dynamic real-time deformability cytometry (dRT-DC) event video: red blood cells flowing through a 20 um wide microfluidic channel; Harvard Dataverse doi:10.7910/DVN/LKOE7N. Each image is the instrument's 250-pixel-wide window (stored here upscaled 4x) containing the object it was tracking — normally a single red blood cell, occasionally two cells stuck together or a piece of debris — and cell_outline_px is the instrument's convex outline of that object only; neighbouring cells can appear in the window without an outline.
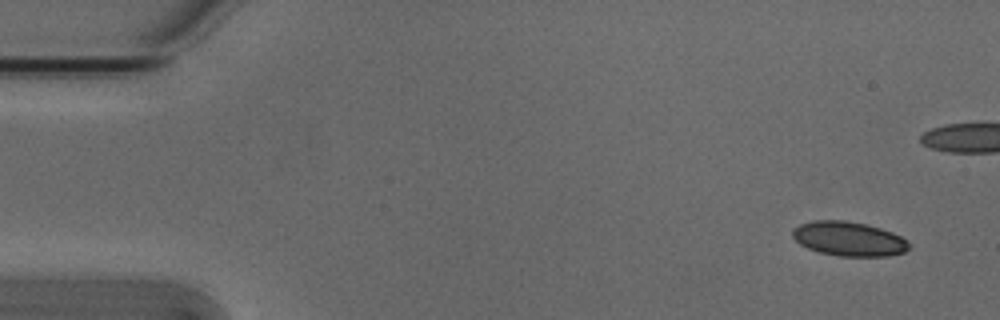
{"species": "Egyptian fruit bat (a non-hibernating species)", "species_latin": "Rousettus aegyptiacus", "temperature_condition": "cold", "stored_images_in_passage": 7, "camera_frame_rate_fps": 3000, "um_per_image_px": 0.085, "animal": {"sex": "male"}, "frame": {"image": 1, "passage_image": 1, "time_ms": 0.0, "image_size_px": [1000, 320], "cell_outline_px": [[912, 248], [904, 252], [888, 256], [840, 256], [820, 252], [808, 248], [800, 244], [792, 236], [792, 228], [800, 224], [812, 220], [844, 220], [868, 224], [892, 232], [908, 240], [912, 244]], "centroid_in_image_um": [72.18, 20.29], "position_along_channel_um": 12.8, "area_um2": 23.58}}